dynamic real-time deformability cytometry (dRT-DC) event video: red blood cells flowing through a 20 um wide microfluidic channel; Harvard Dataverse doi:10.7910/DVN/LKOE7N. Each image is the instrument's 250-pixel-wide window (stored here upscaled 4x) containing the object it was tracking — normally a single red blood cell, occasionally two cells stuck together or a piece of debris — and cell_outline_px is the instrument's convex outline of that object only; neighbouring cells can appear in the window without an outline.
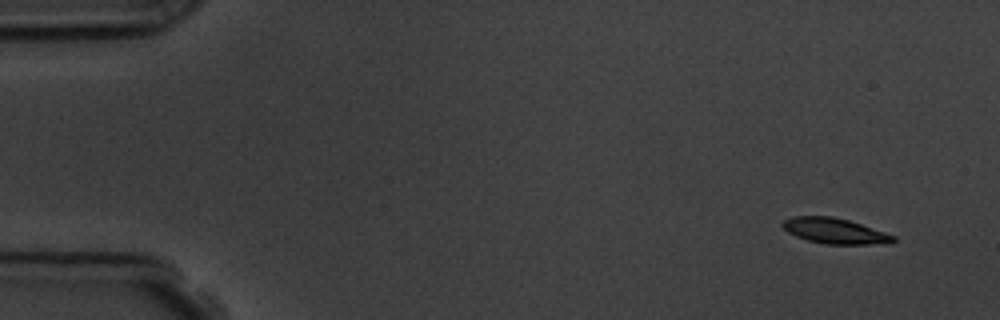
{"species": "common noctule bat (a hibernating species)", "species_latin": "Nyctalus noctula", "temperature_condition": "room temperature", "stored_images_in_passage": 9, "camera_frame_rate_fps": 3000, "um_per_image_px": 0.085, "animal": {"sex": "male", "body_mass_g": 19.5, "forearm_length_mm": 54.6}, "frame": {"image": 1, "passage_image": 1, "time_ms": 0.0, "image_size_px": [1000, 320], "cell_outline_px": [[896, 240], [892, 244], [824, 244], [808, 240], [796, 236], [788, 232], [780, 224], [784, 220], [792, 216], [832, 216], [848, 220], [896, 236]], "centroid_in_image_um": [70.97, 19.63], "position_along_channel_um": 14.0, "area_um2": 16.47}}
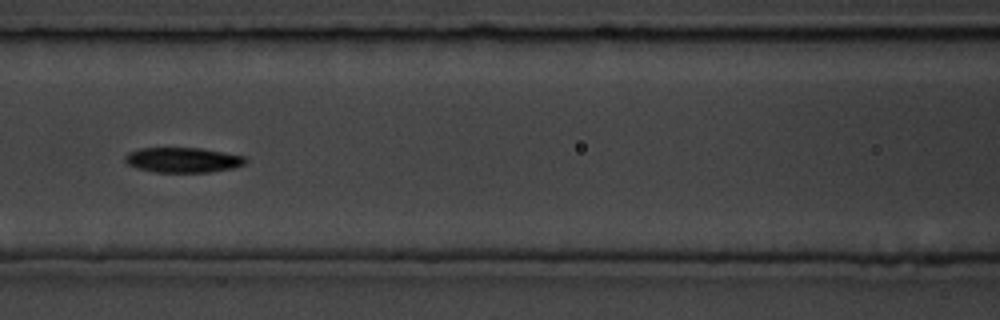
{"frame": {"image": 2, "passage_image": 7, "time_ms": 7.0, "image_size_px": [1000, 320], "cell_outline_px": [[248, 160], [244, 164], [232, 168], [212, 172], [156, 172], [136, 168], [128, 164], [124, 160], [124, 156], [128, 152], [140, 148], [200, 148], [224, 152], [244, 156]], "centroid_in_image_um": [15.53, 13.59], "position_along_channel_um": 151.1, "area_um2": 17.63}}